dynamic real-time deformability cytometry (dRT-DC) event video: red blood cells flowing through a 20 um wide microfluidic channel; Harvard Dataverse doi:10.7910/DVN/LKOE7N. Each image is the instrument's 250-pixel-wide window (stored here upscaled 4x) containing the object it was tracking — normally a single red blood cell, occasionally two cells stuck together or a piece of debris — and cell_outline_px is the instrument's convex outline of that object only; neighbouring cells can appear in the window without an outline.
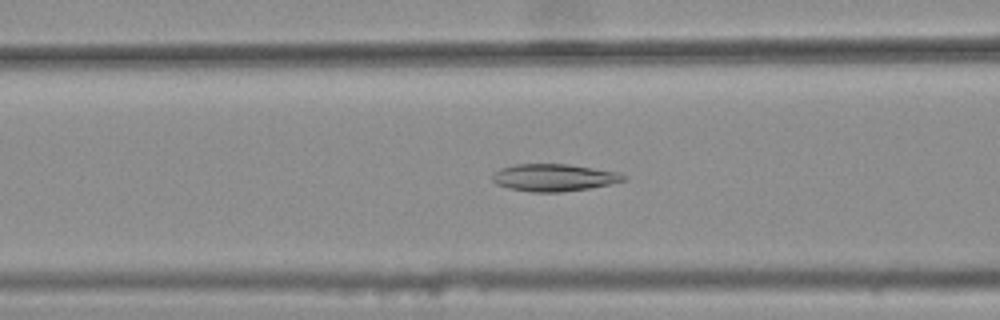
{"species": "common noctule bat (a hibernating species)", "species_latin": "Nyctalus noctula", "temperature_condition": "warm", "stored_images_in_passage": 39, "camera_frame_rate_fps": 3000, "um_per_image_px": 0.085, "animal": {"sex": "female", "body_mass_g": 25.1}, "frame": {"image": 1, "passage_image": 15, "time_ms": 4.667, "image_size_px": [1000, 320], "cell_outline_px": [[628, 180], [588, 188], [560, 192], [532, 192], [508, 188], [496, 184], [492, 180], [492, 176], [500, 168], [516, 164], [568, 164], [620, 172], [628, 176]], "centroid_in_image_um": [47.11, 15.09], "position_along_channel_um": 119.5, "area_um2": 20.87}}
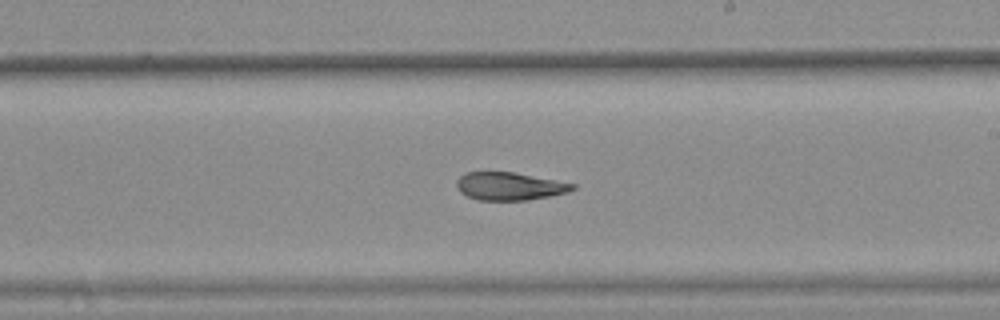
{"frame": {"image": 2, "passage_image": 25, "time_ms": 8.0, "image_size_px": [1000, 320], "cell_outline_px": [[576, 188], [568, 192], [528, 200], [480, 200], [468, 196], [460, 192], [456, 184], [456, 180], [460, 176], [468, 172], [512, 172], [576, 184]], "centroid_in_image_um": [43.3, 15.83], "position_along_channel_um": 245.7, "area_um2": 18.61}}
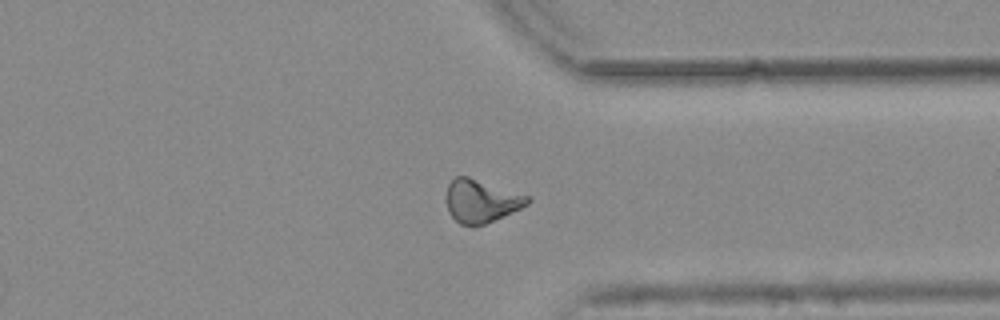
{"frame": {"image": 3, "passage_image": 35, "time_ms": 11.333, "image_size_px": [1000, 320], "cell_outline_px": [[532, 200], [528, 204], [520, 208], [484, 224], [472, 228], [460, 224], [448, 212], [448, 184], [456, 176], [468, 176], [532, 196]], "centroid_in_image_um": [40.93, 17.09], "position_along_channel_um": 370.5, "area_um2": 20.35}, "authors_computed_cell_mechanics": {"area_um2": 20.0566, "velocity_mm_per_s": 3.7987, "shape_relaxation_time_tau1_ms": null, "shape_relaxation_time_tau2_ms": 5.1956, "deformation_change_tau1": null, "deformation_change_tau2": 0.1147}}